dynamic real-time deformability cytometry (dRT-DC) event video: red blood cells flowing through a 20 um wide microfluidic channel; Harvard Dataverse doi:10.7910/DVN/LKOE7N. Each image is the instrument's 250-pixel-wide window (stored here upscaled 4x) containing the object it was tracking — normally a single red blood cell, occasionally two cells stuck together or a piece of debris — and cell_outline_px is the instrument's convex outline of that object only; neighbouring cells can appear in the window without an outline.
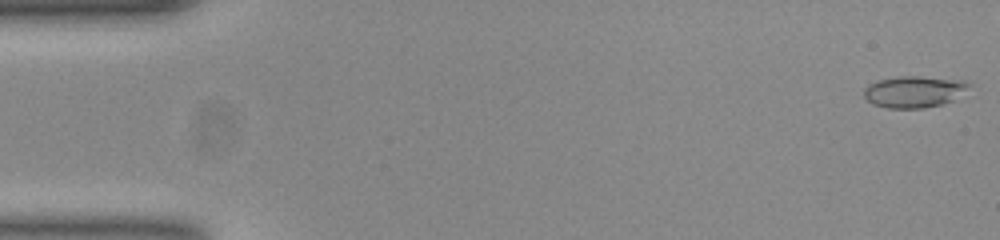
{"species": "common noctule bat (a hibernating species)", "species_latin": "Nyctalus noctula", "temperature_condition": "room temperature", "stored_images_in_passage": 52, "camera_frame_rate_fps": 3000, "um_per_image_px": 0.085, "animal": {"sex": "female", "body_mass_g": 23.0, "forearm_length_mm": 53.4}, "frame": {"image": 1, "passage_image": 1, "time_ms": 0.0, "image_size_px": [1000, 240], "cell_outline_px": [[972, 84], [952, 100], [940, 104], [924, 108], [888, 108], [876, 104], [868, 100], [864, 96], [864, 88], [868, 84], [880, 80], [900, 76], [920, 76], [964, 80]], "centroid_in_image_um": [77.69, 7.78], "position_along_channel_um": 7.3, "area_um2": 19.02}}
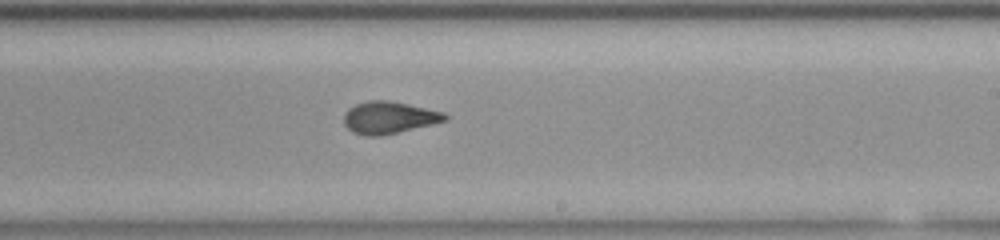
{"frame": {"image": 2, "passage_image": 31, "time_ms": 10.0, "image_size_px": [1000, 240], "cell_outline_px": [[448, 120], [432, 124], [380, 136], [368, 136], [352, 132], [344, 124], [344, 116], [348, 108], [356, 104], [368, 100], [388, 100], [408, 104], [444, 112], [448, 116]], "centroid_in_image_um": [33.06, 9.99], "position_along_channel_um": 255.9, "area_um2": 18.84}}
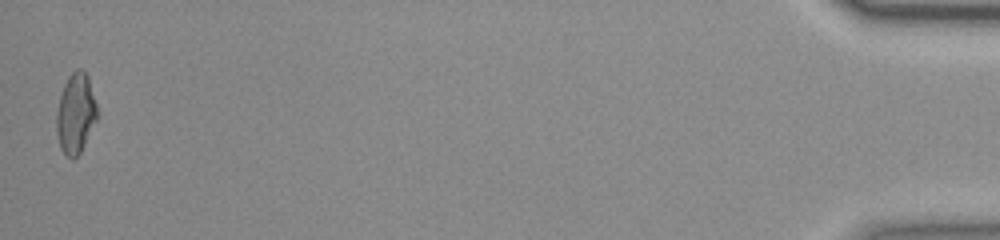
{"frame": {"image": 3, "passage_image": 52, "time_ms": 17.0, "image_size_px": [1000, 240], "cell_outline_px": [[96, 120], [80, 152], [72, 160], [60, 148], [56, 132], [56, 112], [60, 96], [64, 84], [68, 76], [76, 68], [80, 68], [88, 76], [96, 104]], "centroid_in_image_um": [6.4, 9.62], "position_along_channel_um": 428.8, "area_um2": 18.73}, "authors_computed_cell_mechanics": {"area_um2": 18.6694, "velocity_mm_per_s": 3.8896, "shape_relaxation_time_tau1_ms": null, "shape_relaxation_time_tau2_ms": 1.2624, "deformation_change_tau1": null, "deformation_change_tau2": 0.0717}}